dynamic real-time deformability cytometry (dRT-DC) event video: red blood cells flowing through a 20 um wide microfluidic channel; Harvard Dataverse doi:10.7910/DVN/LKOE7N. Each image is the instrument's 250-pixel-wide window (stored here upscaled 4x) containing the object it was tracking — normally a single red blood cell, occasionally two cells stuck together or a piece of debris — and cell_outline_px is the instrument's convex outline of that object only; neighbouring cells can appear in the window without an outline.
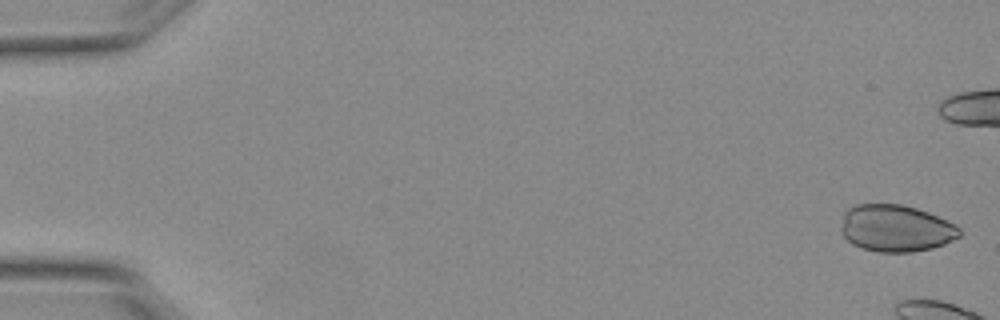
{"species": "Egyptian fruit bat (a non-hibernating species)", "species_latin": "Rousettus aegyptiacus", "temperature_condition": "warm", "stored_images_in_passage": 8, "camera_frame_rate_fps": 3000, "um_per_image_px": 0.085, "animal": {"sex": "female"}, "frame": {"image": 1, "passage_image": 1, "time_ms": 0.0, "image_size_px": [1000, 320], "cell_outline_px": [[960, 236], [944, 244], [932, 248], [912, 252], [880, 252], [864, 248], [852, 244], [840, 232], [840, 228], [844, 212], [848, 208], [856, 204], [900, 204], [916, 208], [928, 212], [960, 228]], "centroid_in_image_um": [76.11, 19.4], "position_along_channel_um": 8.9, "area_um2": 32.25}}